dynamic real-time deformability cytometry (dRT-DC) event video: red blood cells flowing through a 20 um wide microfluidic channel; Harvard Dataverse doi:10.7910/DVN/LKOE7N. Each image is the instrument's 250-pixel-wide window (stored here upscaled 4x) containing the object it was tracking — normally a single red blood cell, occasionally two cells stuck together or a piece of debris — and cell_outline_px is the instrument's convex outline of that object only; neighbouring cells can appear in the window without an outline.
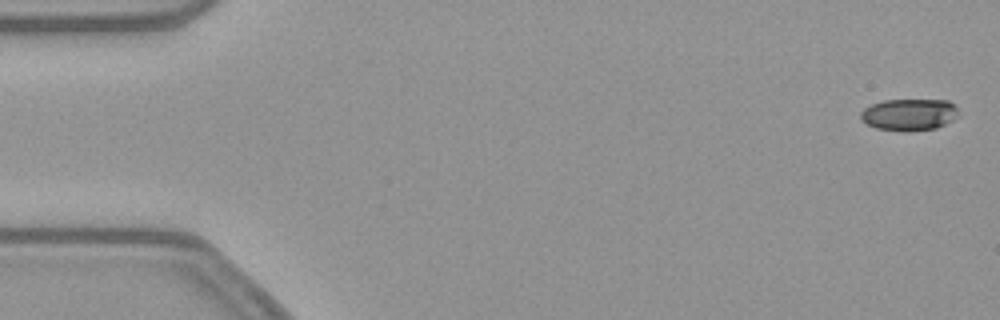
{"species": "common noctule bat (a hibernating species)", "species_latin": "Nyctalus noctula", "temperature_condition": "warm", "stored_images_in_passage": 54, "camera_frame_rate_fps": 3000, "um_per_image_px": 0.085, "animal": {"sex": "female", "body_mass_g": 21.9}, "frame": {"image": 1, "passage_image": 2, "time_ms": 0.333, "image_size_px": [1000, 320], "cell_outline_px": [[960, 116], [936, 128], [908, 132], [904, 132], [876, 128], [860, 120], [860, 112], [864, 108], [872, 104], [884, 100], [948, 100], [956, 104]], "centroid_in_image_um": [77.3, 9.74], "position_along_channel_um": 7.7, "area_um2": 18.44}}
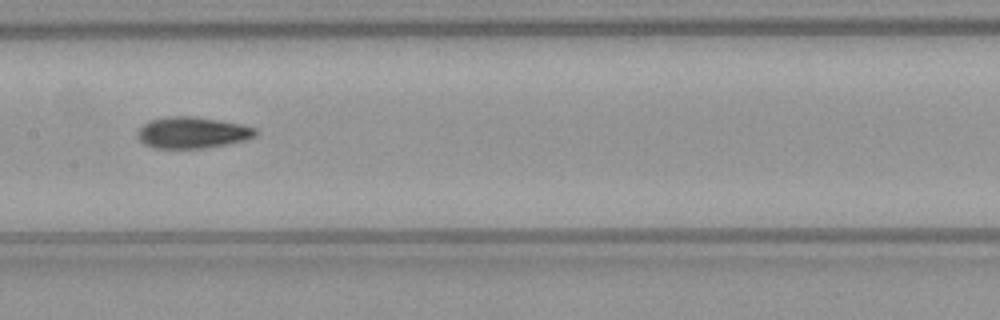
{"frame": {"image": 2, "passage_image": 27, "time_ms": 8.667, "image_size_px": [1000, 320], "cell_outline_px": [[256, 136], [244, 140], [228, 144], [204, 148], [152, 148], [144, 144], [136, 136], [136, 132], [148, 120], [168, 116], [192, 116], [240, 124], [256, 128]], "centroid_in_image_um": [16.3, 11.27], "position_along_channel_um": 191.1, "area_um2": 21.56}}
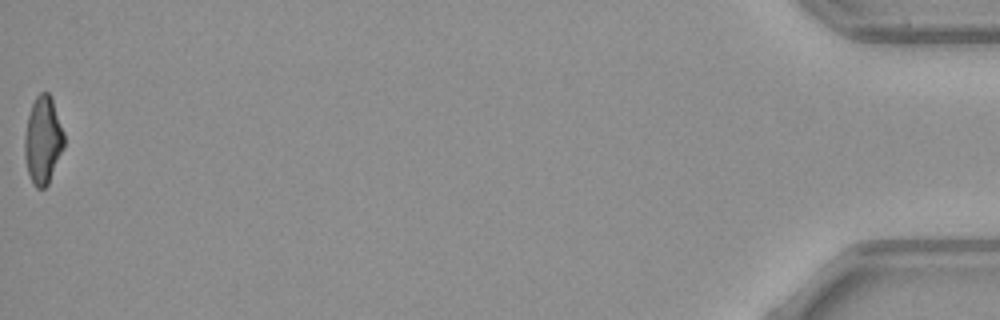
{"frame": {"image": 3, "passage_image": 54, "time_ms": 17.667, "image_size_px": [1000, 320], "cell_outline_px": [[64, 148], [48, 184], [44, 188], [36, 188], [32, 184], [28, 172], [24, 156], [24, 136], [28, 116], [32, 104], [36, 96], [40, 92], [48, 92], [52, 96], [64, 132]], "centroid_in_image_um": [3.65, 11.91], "position_along_channel_um": 431.5, "area_um2": 20.35}, "authors_computed_cell_mechanics": {"area_um2": 20.5768, "velocity_mm_per_s": 3.8755, "shape_relaxation_time_tau1_ms": 7.1914, "shape_relaxation_time_tau2_ms": 3.6183, "deformation_change_tau1": 0.2125, "deformation_change_tau2": 0.1068}}